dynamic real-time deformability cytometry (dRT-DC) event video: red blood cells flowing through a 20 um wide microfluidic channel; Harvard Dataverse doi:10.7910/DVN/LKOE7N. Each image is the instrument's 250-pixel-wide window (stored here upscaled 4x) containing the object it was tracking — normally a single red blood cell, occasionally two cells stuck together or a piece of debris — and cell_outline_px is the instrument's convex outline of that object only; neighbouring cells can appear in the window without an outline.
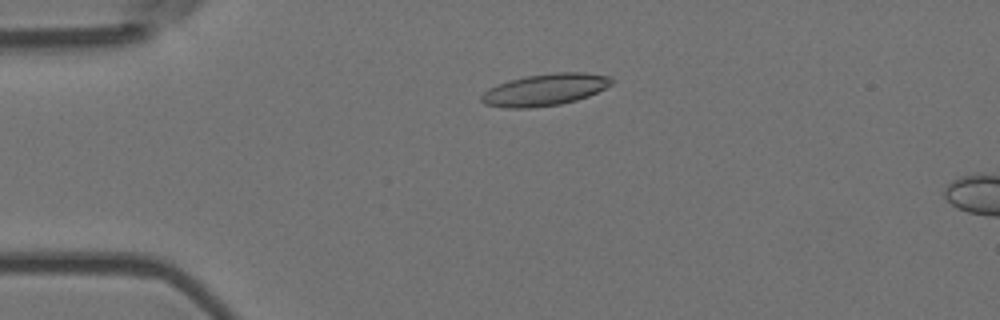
{"species": "Egyptian fruit bat (a non-hibernating species)", "species_latin": "Rousettus aegyptiacus", "temperature_condition": "room temperature", "stored_images_in_passage": 4, "camera_frame_rate_fps": 3000, "um_per_image_px": 0.085, "animal": {"sex": "female"}, "frame": {"image": 1, "passage_image": 3, "time_ms": 0.667, "image_size_px": [1000, 320], "cell_outline_px": [[612, 84], [588, 96], [576, 100], [560, 104], [532, 108], [504, 108], [484, 104], [480, 100], [480, 96], [488, 88], [508, 80], [528, 76], [552, 72], [584, 72], [612, 76]], "centroid_in_image_um": [46.3, 7.62], "position_along_channel_um": 38.7, "area_um2": 24.28}}